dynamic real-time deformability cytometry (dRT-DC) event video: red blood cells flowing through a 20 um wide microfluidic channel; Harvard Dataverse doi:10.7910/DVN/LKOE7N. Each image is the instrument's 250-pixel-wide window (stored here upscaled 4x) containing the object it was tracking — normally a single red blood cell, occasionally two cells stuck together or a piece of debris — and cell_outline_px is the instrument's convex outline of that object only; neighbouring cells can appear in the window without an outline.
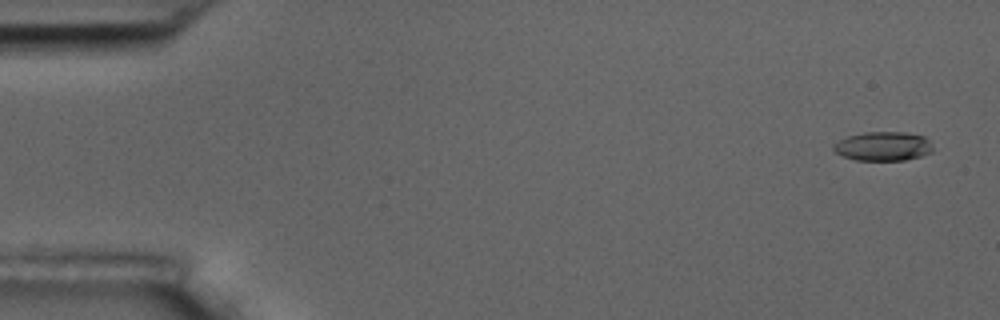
{"species": "common noctule bat (a hibernating species)", "species_latin": "Nyctalus noctula", "temperature_condition": "room temperature", "stored_images_in_passage": 6, "segment_of_instrument_passage": [1, 2], "camera_frame_rate_fps": 3000, "um_per_image_px": 0.085, "animal": {"sex": "male", "body_mass_g": 17.5, "forearm_length_mm": 52.3}, "frame": {"image": 1, "passage_image": 1, "time_ms": 0.0, "image_size_px": [1000, 320], "cell_outline_px": [[932, 152], [920, 156], [904, 160], [856, 160], [844, 156], [836, 152], [832, 148], [832, 144], [848, 136], [864, 132], [904, 132], [924, 136], [928, 140], [932, 148]], "centroid_in_image_um": [75.05, 12.43], "position_along_channel_um": 9.9, "area_um2": 16.7}}